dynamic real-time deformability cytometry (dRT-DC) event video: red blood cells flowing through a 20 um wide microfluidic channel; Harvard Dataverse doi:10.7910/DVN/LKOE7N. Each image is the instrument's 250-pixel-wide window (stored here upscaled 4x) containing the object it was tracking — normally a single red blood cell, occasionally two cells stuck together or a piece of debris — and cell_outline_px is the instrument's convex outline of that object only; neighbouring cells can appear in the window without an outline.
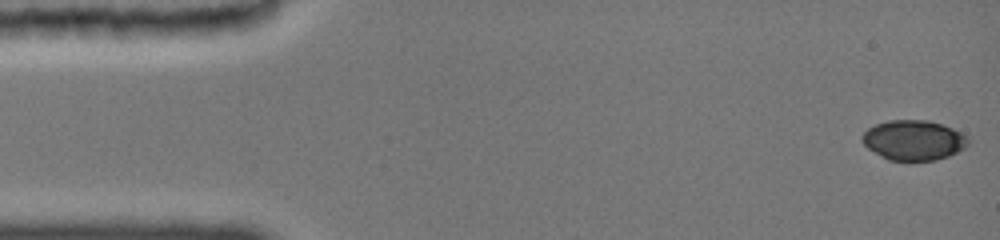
{"species": "common noctule bat (a hibernating species)", "species_latin": "Nyctalus noctula", "temperature_condition": "cold", "stored_images_in_passage": 8, "camera_frame_rate_fps": 3000, "um_per_image_px": 0.085, "animal": {"sex": "female", "body_mass_g": 19.0, "forearm_length_mm": 51.5}, "frame": {"image": 1, "passage_image": 1, "time_ms": 0.0, "image_size_px": [1000, 240], "cell_outline_px": [[968, 144], [964, 148], [948, 156], [936, 160], [888, 160], [868, 148], [864, 144], [864, 132], [868, 128], [876, 124], [892, 120], [928, 120], [952, 128], [960, 132], [968, 140]], "centroid_in_image_um": [77.66, 11.91], "position_along_channel_um": 7.3, "area_um2": 24.22}}
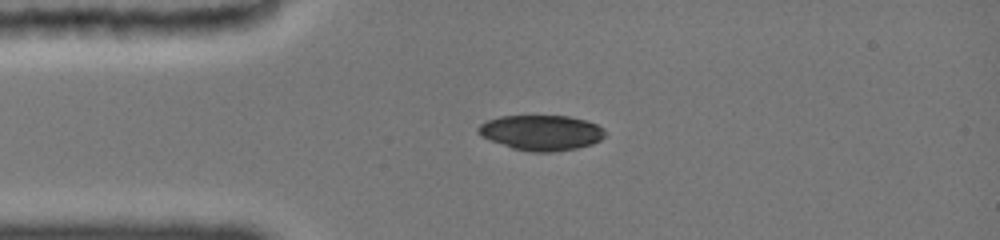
{"frame": {"image": 2, "passage_image": 7, "time_ms": 3.333, "image_size_px": [1000, 240], "cell_outline_px": [[604, 136], [600, 140], [592, 144], [576, 148], [548, 152], [532, 152], [512, 148], [492, 140], [484, 136], [480, 132], [480, 124], [488, 120], [500, 116], [568, 116], [584, 120], [596, 124], [604, 132]], "centroid_in_image_um": [46.03, 11.27], "position_along_channel_um": 39.0, "area_um2": 25.43}}